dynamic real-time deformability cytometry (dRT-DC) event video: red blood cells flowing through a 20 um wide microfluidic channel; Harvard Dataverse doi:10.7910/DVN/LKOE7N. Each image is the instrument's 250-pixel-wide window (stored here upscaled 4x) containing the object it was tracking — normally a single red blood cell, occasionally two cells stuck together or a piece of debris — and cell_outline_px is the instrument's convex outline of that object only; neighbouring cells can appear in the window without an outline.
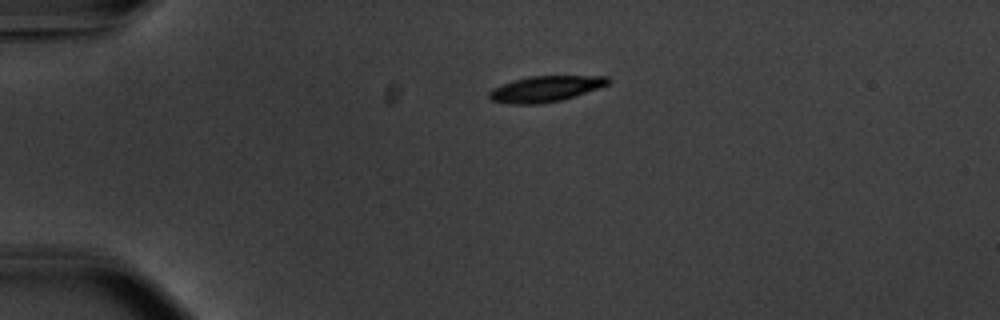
{"species": "common noctule bat (a hibernating species)", "species_latin": "Nyctalus noctula", "temperature_condition": "warm", "stored_images_in_passage": 43, "camera_frame_rate_fps": 3000, "um_per_image_px": 0.085, "animal": {"sex": "male", "body_mass_g": 20.1, "forearm_length_mm": 53.5}, "frame": {"image": 1, "passage_image": 1, "time_ms": 0.0, "image_size_px": [1000, 320], "cell_outline_px": [[612, 80], [608, 84], [600, 88], [560, 100], [540, 104], [508, 104], [488, 100], [488, 92], [492, 88], [512, 80], [532, 76], [608, 76]], "centroid_in_image_um": [46.32, 7.55], "position_along_channel_um": 38.7, "area_um2": 18.03}}
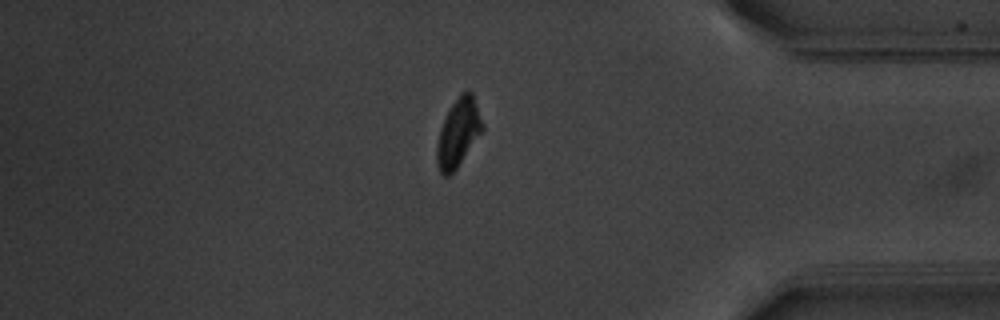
{"frame": {"image": 2, "passage_image": 35, "time_ms": 11.333, "image_size_px": [1000, 320], "cell_outline_px": [[484, 132], [456, 168], [448, 176], [444, 176], [440, 172], [436, 160], [436, 148], [440, 128], [452, 104], [460, 92], [468, 88], [472, 92], [484, 124]], "centroid_in_image_um": [38.99, 11.25], "position_along_channel_um": 396.2, "area_um2": 18.32}}
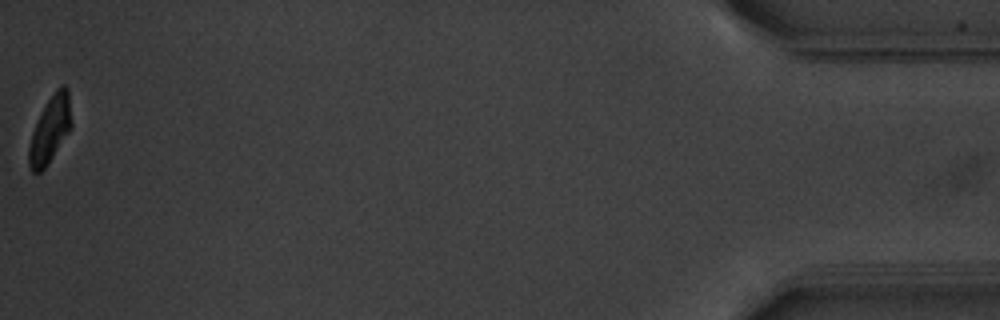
{"frame": {"image": 3, "passage_image": 43, "time_ms": 14.0, "image_size_px": [1000, 320], "cell_outline_px": [[72, 128], [48, 164], [40, 172], [32, 172], [28, 164], [28, 148], [32, 132], [48, 100], [56, 88], [60, 84], [64, 84], [68, 88], [72, 124]], "centroid_in_image_um": [4.28, 11.01], "position_along_channel_um": 430.9, "area_um2": 16.47}, "authors_computed_cell_mechanics": {"area_um2": 18.6116, "velocity_mm_per_s": 3.7277, "shape_relaxation_time_tau1_ms": 2.2284, "shape_relaxation_time_tau2_ms": null, "deformation_change_tau1": 0.1343, "deformation_change_tau2": null}}